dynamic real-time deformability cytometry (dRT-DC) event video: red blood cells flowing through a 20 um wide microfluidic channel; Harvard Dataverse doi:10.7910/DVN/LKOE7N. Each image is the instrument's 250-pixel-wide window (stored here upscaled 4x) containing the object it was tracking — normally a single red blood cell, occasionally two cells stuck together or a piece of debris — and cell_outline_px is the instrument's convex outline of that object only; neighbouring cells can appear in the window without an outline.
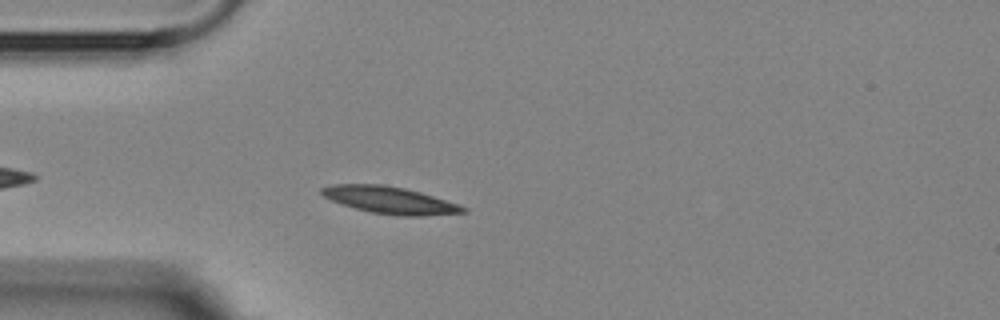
{"species": "Egyptian fruit bat (a non-hibernating species)", "species_latin": "Rousettus aegyptiacus", "temperature_condition": "room temperature", "stored_images_in_passage": 3, "camera_frame_rate_fps": 3000, "um_per_image_px": 0.085, "animal": {"sex": "female"}, "frame": {"image": 1, "passage_image": 3, "time_ms": 3.667, "image_size_px": [1000, 320], "cell_outline_px": [[468, 212], [424, 216], [396, 216], [372, 212], [340, 204], [324, 196], [320, 192], [320, 188], [332, 184], [380, 184], [404, 188], [420, 192], [468, 208]], "centroid_in_image_um": [33.12, 17.01], "position_along_channel_um": 51.9, "area_um2": 22.14}}